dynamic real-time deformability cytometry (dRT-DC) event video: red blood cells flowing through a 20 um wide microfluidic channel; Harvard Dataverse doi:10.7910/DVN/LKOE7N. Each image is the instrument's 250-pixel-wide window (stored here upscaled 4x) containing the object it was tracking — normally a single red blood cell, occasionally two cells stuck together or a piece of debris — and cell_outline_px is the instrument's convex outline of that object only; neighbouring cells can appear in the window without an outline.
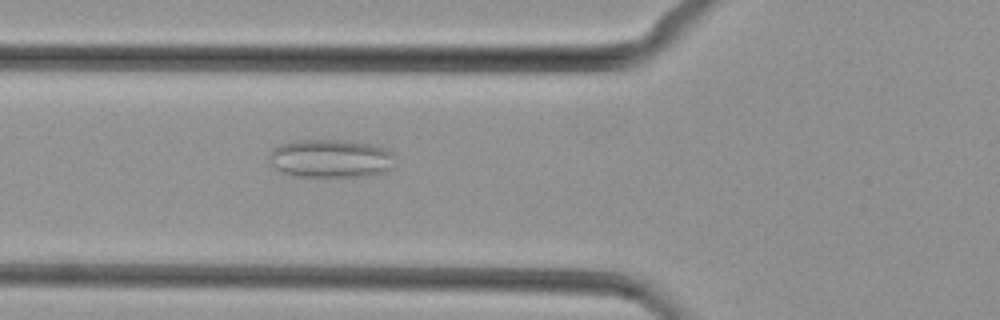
{"species": "common noctule bat (a hibernating species)", "species_latin": "Nyctalus noctula", "temperature_condition": "cold", "stored_images_in_passage": 39, "camera_frame_rate_fps": 3000, "um_per_image_px": 0.085, "animal": {"sex": "female", "body_mass_g": 29.2, "forearm_length_mm": 56.3}, "frame": {"image": 1, "passage_image": 8, "time_ms": 2.333, "image_size_px": [1000, 320], "cell_outline_px": [[392, 168], [384, 172], [364, 176], [296, 176], [280, 172], [272, 164], [268, 156], [272, 148], [280, 144], [296, 140], [340, 140], [368, 144], [384, 148], [392, 152]], "centroid_in_image_um": [28.06, 13.47], "position_along_channel_um": 97.7, "area_um2": 27.86}}
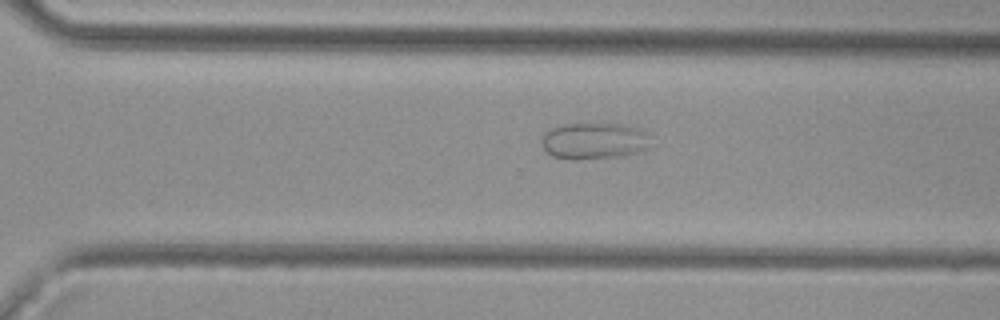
{"frame": {"image": 2, "passage_image": 24, "time_ms": 7.667, "image_size_px": [1000, 320], "cell_outline_px": [[656, 148], [624, 156], [576, 160], [568, 160], [552, 156], [544, 152], [540, 140], [544, 132], [548, 128], [564, 124], [608, 120], [636, 124], [652, 132]], "centroid_in_image_um": [50.68, 11.91], "position_along_channel_um": 319.9, "area_um2": 26.01}}
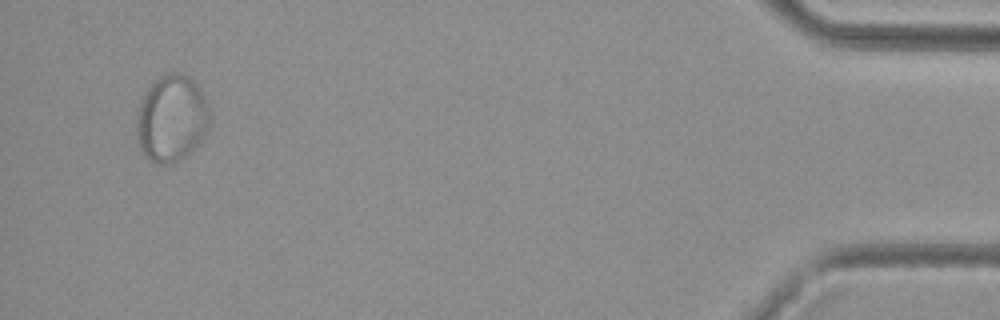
{"frame": {"image": 3, "passage_image": 37, "time_ms": 12.0, "image_size_px": [1000, 320], "cell_outline_px": [[208, 132], [192, 152], [188, 156], [172, 164], [156, 164], [140, 148], [136, 132], [136, 116], [144, 92], [160, 76], [168, 72], [176, 72], [188, 76], [200, 88], [208, 104]], "centroid_in_image_um": [14.59, 10.08], "position_along_channel_um": 420.6, "area_um2": 37.17}}